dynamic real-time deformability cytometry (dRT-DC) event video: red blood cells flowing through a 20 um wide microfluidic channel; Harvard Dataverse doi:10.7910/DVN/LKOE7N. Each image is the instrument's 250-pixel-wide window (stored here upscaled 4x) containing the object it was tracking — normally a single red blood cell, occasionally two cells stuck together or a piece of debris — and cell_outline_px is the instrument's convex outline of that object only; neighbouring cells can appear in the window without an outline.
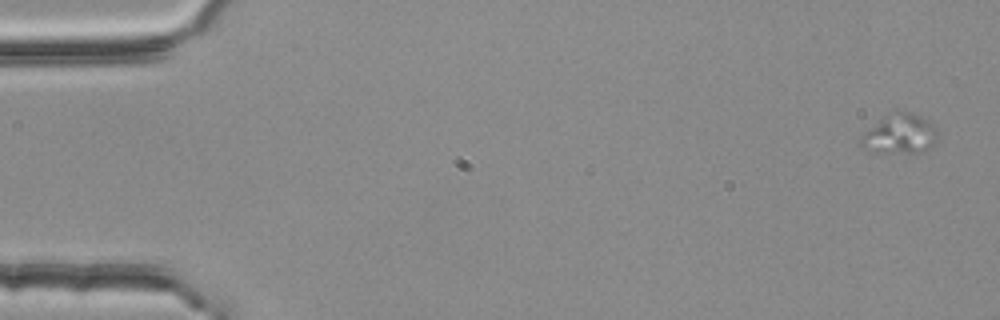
{"species": "common noctule bat (a hibernating species)", "species_latin": "Nyctalus noctula", "temperature_condition": "room temperature", "stored_images_in_passage": 6, "camera_frame_rate_fps": 3000, "um_per_image_px": 0.085, "animal": {"sex": "female", "body_mass_g": 25.1}, "frame": {"image": 1, "passage_image": 1, "time_ms": 0.0, "image_size_px": [1000, 320], "cell_outline_px": [[936, 140], [932, 144], [920, 152], [876, 152], [860, 140], [864, 132], [892, 108], [912, 112], [920, 116], [932, 124], [936, 128]], "centroid_in_image_um": [76.5, 11.3], "position_along_channel_um": 8.5, "area_um2": 17.4}}